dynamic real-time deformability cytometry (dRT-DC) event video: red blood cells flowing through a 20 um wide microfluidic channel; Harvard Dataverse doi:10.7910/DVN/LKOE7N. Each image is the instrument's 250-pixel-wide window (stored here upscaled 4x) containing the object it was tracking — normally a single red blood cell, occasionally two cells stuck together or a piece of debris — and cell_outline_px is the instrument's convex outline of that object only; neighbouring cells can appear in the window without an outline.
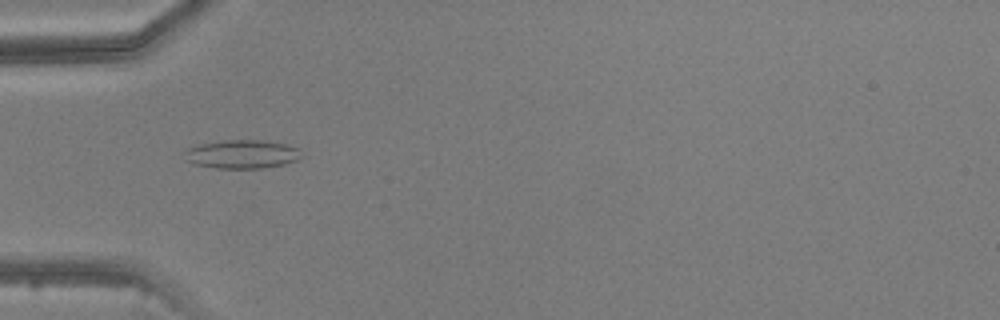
{"species": "common noctule bat (a hibernating species)", "species_latin": "Nyctalus noctula", "temperature_condition": "warm", "stored_images_in_passage": 1, "camera_frame_rate_fps": 3000, "um_per_image_px": 0.085, "animal": {"sex": "male", "body_mass_g": 20.5, "forearm_length_mm": 52.5}, "frame": {"image": 1, "passage_image": 1, "time_ms": 0.0, "image_size_px": [1000, 320], "cell_outline_px": [[300, 156], [296, 160], [284, 164], [260, 168], [216, 168], [196, 164], [184, 160], [184, 152], [188, 148], [200, 144], [224, 140], [260, 140], [284, 144], [296, 148]], "centroid_in_image_um": [20.49, 13.11], "position_along_channel_um": 64.5, "area_um2": 19.13}}